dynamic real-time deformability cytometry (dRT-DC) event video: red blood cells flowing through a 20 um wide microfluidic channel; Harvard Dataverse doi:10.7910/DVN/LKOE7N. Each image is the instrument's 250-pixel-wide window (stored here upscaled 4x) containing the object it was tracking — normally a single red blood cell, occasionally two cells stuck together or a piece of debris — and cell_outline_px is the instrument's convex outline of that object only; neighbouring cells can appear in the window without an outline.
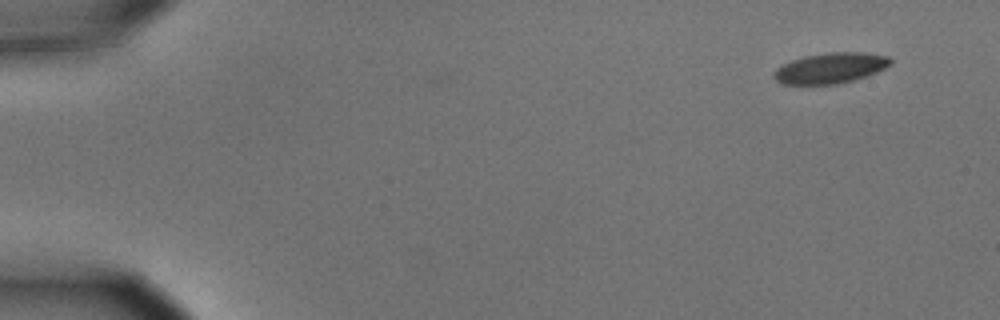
{"species": "common noctule bat (a hibernating species)", "species_latin": "Nyctalus noctula", "temperature_condition": "cold", "stored_images_in_passage": 53, "camera_frame_rate_fps": 3000, "um_per_image_px": 0.085, "animal": {"sex": "male", "body_mass_g": 15.6}, "frame": {"image": 1, "passage_image": 1, "time_ms": 0.0, "image_size_px": [1000, 320], "cell_outline_px": [[892, 64], [868, 76], [836, 84], [780, 84], [772, 76], [772, 72], [776, 68], [792, 60], [804, 56], [828, 52], [864, 52], [888, 56], [892, 60]], "centroid_in_image_um": [70.58, 5.78], "position_along_channel_um": 14.4, "area_um2": 20.87}}
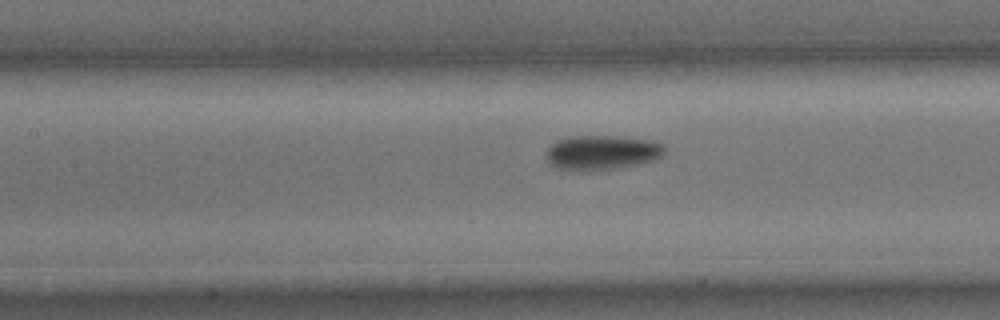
{"frame": {"image": 2, "passage_image": 23, "time_ms": 7.333, "image_size_px": [1000, 320], "cell_outline_px": [[664, 152], [656, 160], [616, 168], [588, 172], [580, 172], [556, 168], [548, 164], [548, 148], [556, 140], [572, 136], [612, 136], [652, 140], [664, 144]], "centroid_in_image_um": [51.14, 12.98], "position_along_channel_um": 156.3, "area_um2": 24.04}}
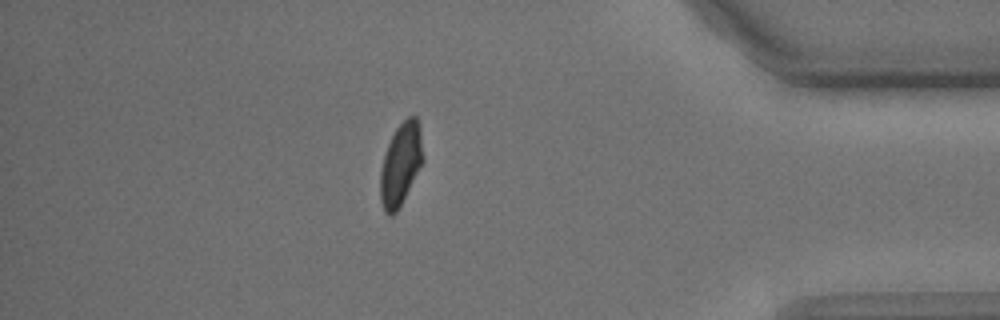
{"frame": {"image": 3, "passage_image": 46, "time_ms": 15.0, "image_size_px": [1000, 320], "cell_outline_px": [[424, 160], [396, 212], [392, 216], [388, 216], [384, 212], [380, 200], [380, 172], [384, 156], [388, 144], [396, 128], [408, 116], [416, 116], [420, 124], [424, 156]], "centroid_in_image_um": [34.07, 13.94], "position_along_channel_um": 401.1, "area_um2": 20.46}, "authors_computed_cell_mechanics": {"area_um2": 22.1374, "velocity_mm_per_s": 3.6128, "shape_relaxation_time_tau1_ms": 2.4755, "shape_relaxation_time_tau2_ms": 1.9358, "deformation_change_tau1": 0.1017, "deformation_change_tau2": 0.0583}}